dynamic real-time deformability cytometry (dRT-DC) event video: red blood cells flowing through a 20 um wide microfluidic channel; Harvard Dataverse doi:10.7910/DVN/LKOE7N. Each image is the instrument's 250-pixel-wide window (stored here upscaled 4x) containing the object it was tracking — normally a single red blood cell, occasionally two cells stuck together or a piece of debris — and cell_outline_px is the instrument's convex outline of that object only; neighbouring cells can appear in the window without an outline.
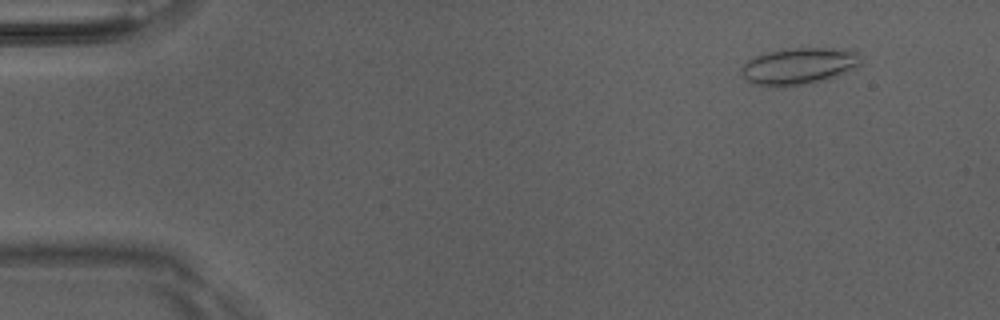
{"species": "Egyptian fruit bat (a non-hibernating species)", "species_latin": "Rousettus aegyptiacus", "temperature_condition": "room temperature", "stored_images_in_passage": 50, "camera_frame_rate_fps": 3000, "um_per_image_px": 0.085, "animal": {"sex": "male"}, "frame": {"image": 1, "passage_image": 5, "time_ms": 1.333, "image_size_px": [1000, 320], "cell_outline_px": [[860, 64], [856, 68], [836, 76], [824, 80], [804, 84], [776, 88], [772, 88], [752, 84], [740, 72], [740, 68], [748, 60], [756, 56], [768, 52], [784, 48], [852, 48], [860, 52]], "centroid_in_image_um": [67.92, 5.61], "position_along_channel_um": 17.1, "area_um2": 26.07}}
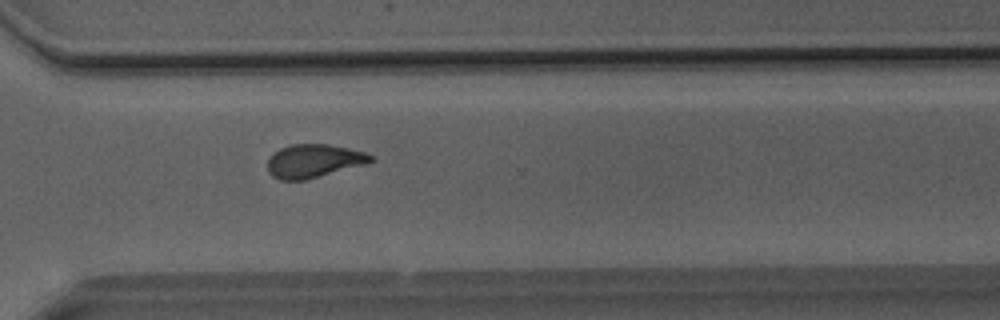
{"frame": {"image": 2, "passage_image": 37, "time_ms": 12.0, "image_size_px": [1000, 320], "cell_outline_px": [[372, 160], [368, 164], [304, 180], [280, 180], [272, 176], [268, 172], [268, 160], [280, 148], [292, 144], [328, 144], [348, 148], [364, 152], [372, 156]], "centroid_in_image_um": [26.67, 13.69], "position_along_channel_um": 343.9, "area_um2": 19.94}}
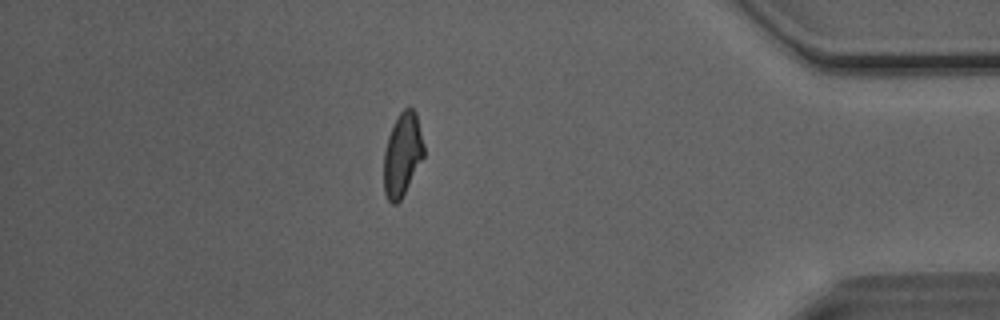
{"frame": {"image": 3, "passage_image": 44, "time_ms": 14.333, "image_size_px": [1000, 320], "cell_outline_px": [[424, 156], [400, 200], [396, 204], [392, 204], [388, 200], [384, 192], [384, 152], [388, 136], [400, 112], [408, 104], [416, 112], [424, 144]], "centroid_in_image_um": [34.2, 13.11], "position_along_channel_um": 401.0, "area_um2": 19.31}, "authors_computed_cell_mechanics": {"area_um2": 20.3745, "velocity_mm_per_s": 4.0952, "shape_relaxation_time_tau1_ms": null, "shape_relaxation_time_tau2_ms": 1.5201, "deformation_change_tau1": null, "deformation_change_tau2": 0.0724}}